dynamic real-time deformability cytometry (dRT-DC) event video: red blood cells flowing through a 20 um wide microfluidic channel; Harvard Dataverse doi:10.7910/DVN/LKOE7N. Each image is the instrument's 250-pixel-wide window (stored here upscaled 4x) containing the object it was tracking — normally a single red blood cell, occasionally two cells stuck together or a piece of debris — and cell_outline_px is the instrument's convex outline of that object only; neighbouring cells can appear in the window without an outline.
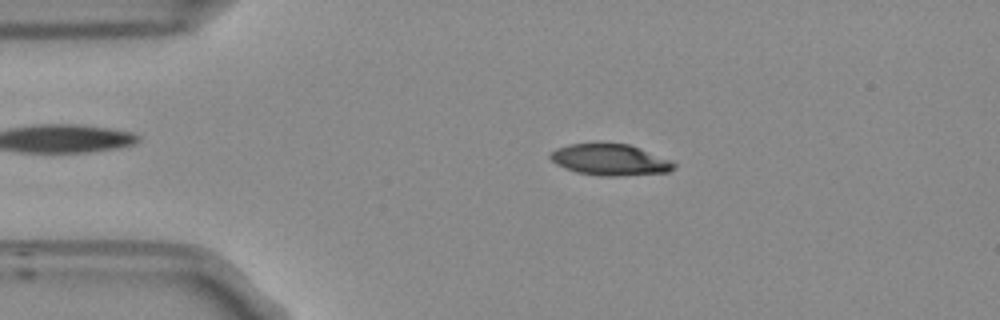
{"species": "Egyptian fruit bat (a non-hibernating species)", "species_latin": "Rousettus aegyptiacus", "temperature_condition": "room temperature", "stored_images_in_passage": 46, "camera_frame_rate_fps": 3000, "um_per_image_px": 0.085, "frame": {"image": 1, "passage_image": 3, "time_ms": 0.667, "image_size_px": [1000, 320], "cell_outline_px": [[676, 168], [668, 172], [612, 176], [600, 176], [576, 172], [564, 168], [556, 164], [548, 156], [556, 148], [568, 144], [596, 140], [628, 144], [640, 148], [668, 160], [676, 164]], "centroid_in_image_um": [51.78, 13.53], "position_along_channel_um": 33.2, "area_um2": 23.06}}
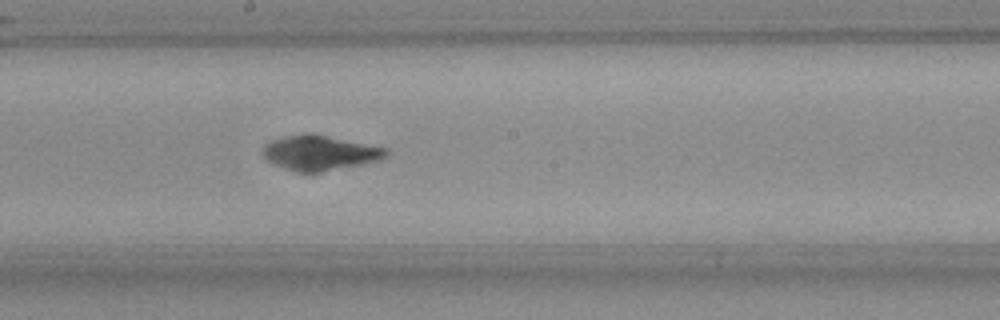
{"frame": {"image": 2, "passage_image": 21, "time_ms": 6.667, "image_size_px": [1000, 320], "cell_outline_px": [[388, 152], [380, 160], [364, 164], [320, 172], [300, 172], [284, 168], [272, 164], [264, 156], [264, 144], [280, 136], [300, 132], [312, 132], [388, 148]], "centroid_in_image_um": [27.17, 12.96], "position_along_channel_um": 221.0, "area_um2": 25.43}}
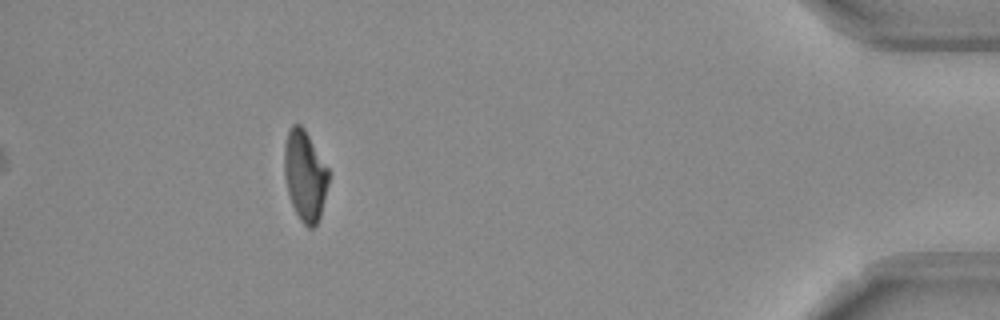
{"frame": {"image": 3, "passage_image": 41, "time_ms": 13.333, "image_size_px": [1000, 320], "cell_outline_px": [[328, 184], [320, 216], [316, 224], [312, 228], [308, 228], [300, 220], [292, 204], [288, 192], [284, 176], [284, 148], [288, 132], [292, 124], [300, 124], [304, 128], [328, 168]], "centroid_in_image_um": [25.91, 14.92], "position_along_channel_um": 409.3, "area_um2": 23.06}, "authors_computed_cell_mechanics": {"area_um2": 24.1026, "velocity_mm_per_s": 3.7398, "shape_relaxation_time_tau1_ms": 7.7376, "shape_relaxation_time_tau2_ms": 2.0023, "deformation_change_tau1": 0.2153, "deformation_change_tau2": 0.0623}}